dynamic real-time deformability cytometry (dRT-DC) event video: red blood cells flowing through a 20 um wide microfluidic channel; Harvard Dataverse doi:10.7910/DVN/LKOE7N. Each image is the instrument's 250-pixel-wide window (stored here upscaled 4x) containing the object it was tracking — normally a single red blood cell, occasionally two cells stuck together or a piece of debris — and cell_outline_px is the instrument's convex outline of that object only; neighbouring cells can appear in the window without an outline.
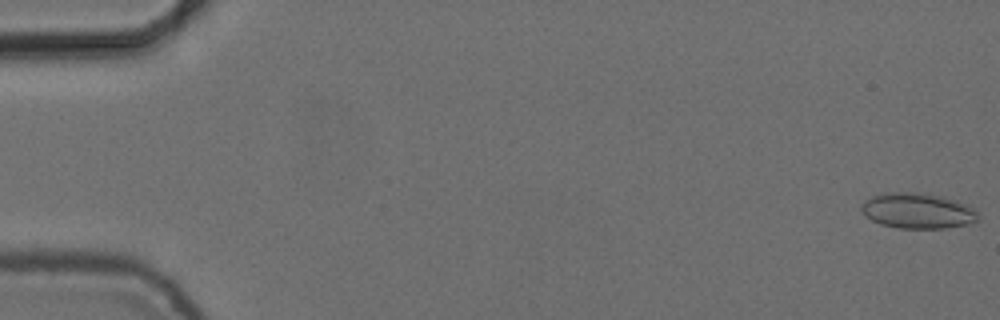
{"species": "common noctule bat (a hibernating species)", "species_latin": "Nyctalus noctula", "temperature_condition": "cold", "stored_images_in_passage": 17, "camera_frame_rate_fps": 3000, "um_per_image_px": 0.085, "animal": {"sex": "female", "body_mass_g": 24.6, "forearm_length_mm": 56.2}, "frame": {"image": 1, "passage_image": 1, "time_ms": 0.0, "image_size_px": [1000, 320], "cell_outline_px": [[980, 216], [976, 220], [968, 224], [944, 228], [900, 228], [880, 224], [864, 216], [860, 212], [860, 204], [864, 200], [872, 196], [888, 192], [916, 192], [944, 196], [968, 204], [980, 212]], "centroid_in_image_um": [77.99, 17.9], "position_along_channel_um": 7.0, "area_um2": 24.57}}